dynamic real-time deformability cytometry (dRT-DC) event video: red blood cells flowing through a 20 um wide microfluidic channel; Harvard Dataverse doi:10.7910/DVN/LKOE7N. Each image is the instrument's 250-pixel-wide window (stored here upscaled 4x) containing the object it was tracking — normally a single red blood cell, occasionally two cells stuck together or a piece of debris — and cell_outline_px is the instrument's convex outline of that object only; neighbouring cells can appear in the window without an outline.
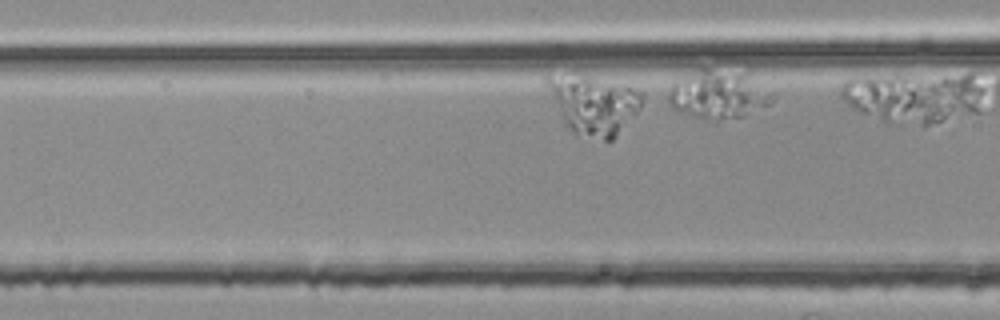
{"species": "common noctule bat (a hibernating species)", "species_latin": "Nyctalus noctula", "temperature_condition": "room temperature", "stored_images_in_passage": 7, "segment_of_instrument_passage": [1, 2], "camera_frame_rate_fps": 3000, "um_per_image_px": 0.085, "animal": {"sex": "female", "body_mass_g": 25.1}, "frame": {"image": 1, "passage_image": 6, "time_ms": 1.667, "image_size_px": [1000, 320], "cell_outline_px": [[644, 100], [640, 108], [612, 140], [604, 140], [576, 136], [568, 128], [544, 84], [544, 76], [588, 76], [632, 88], [644, 92]], "centroid_in_image_um": [50.45, 8.92], "position_along_channel_um": 116.1, "area_um2": 32.08}}